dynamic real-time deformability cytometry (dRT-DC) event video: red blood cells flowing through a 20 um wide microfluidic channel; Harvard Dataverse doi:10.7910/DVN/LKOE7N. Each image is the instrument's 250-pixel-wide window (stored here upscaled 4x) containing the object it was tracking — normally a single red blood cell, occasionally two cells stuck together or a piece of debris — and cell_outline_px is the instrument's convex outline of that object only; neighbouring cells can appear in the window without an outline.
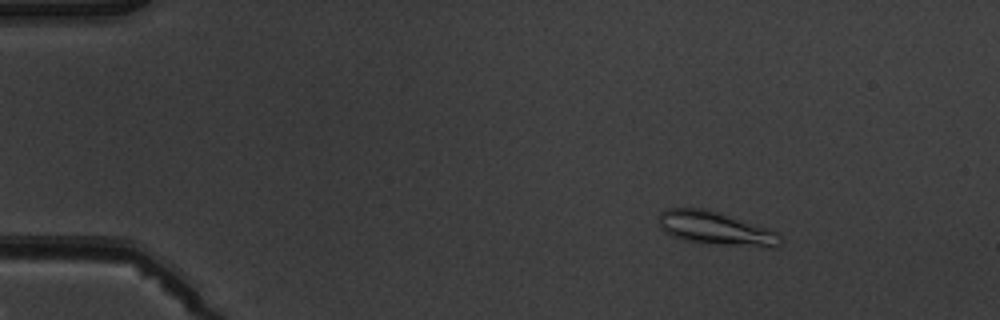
{"species": "common noctule bat (a hibernating species)", "species_latin": "Nyctalus noctula", "temperature_condition": "warm", "stored_images_in_passage": 5, "camera_frame_rate_fps": 3000, "um_per_image_px": 0.085, "animal": {"sex": "male", "body_mass_g": 19.5, "forearm_length_mm": 54.6}, "frame": {"image": 1, "passage_image": 3, "time_ms": 2.333, "image_size_px": [1000, 320], "cell_outline_px": [[784, 240], [776, 248], [768, 248], [700, 244], [684, 240], [672, 236], [664, 232], [660, 228], [660, 212], [668, 208], [708, 208], [720, 212], [776, 232]], "centroid_in_image_um": [60.84, 19.45], "position_along_channel_um": 24.2, "area_um2": 24.16}}